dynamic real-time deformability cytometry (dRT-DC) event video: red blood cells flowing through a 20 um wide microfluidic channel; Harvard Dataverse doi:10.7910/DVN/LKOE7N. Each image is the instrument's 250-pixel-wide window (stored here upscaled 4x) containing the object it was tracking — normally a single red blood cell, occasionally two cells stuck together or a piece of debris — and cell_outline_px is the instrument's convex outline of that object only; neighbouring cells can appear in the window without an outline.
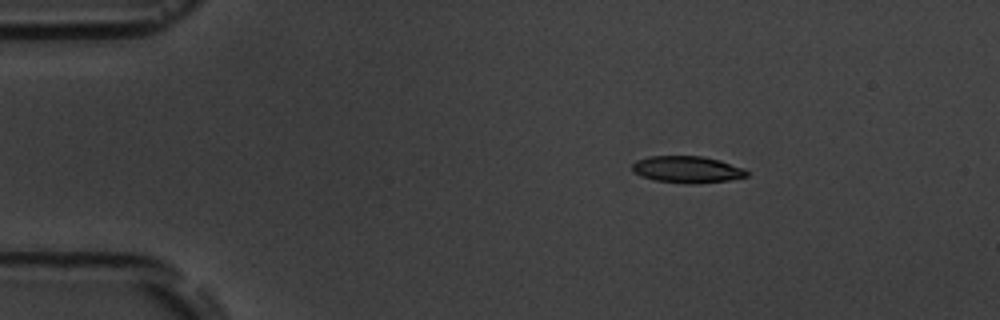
{"species": "common noctule bat (a hibernating species)", "species_latin": "Nyctalus noctula", "temperature_condition": "room temperature", "stored_images_in_passage": 6, "segment_of_instrument_passage": [1, 2], "camera_frame_rate_fps": 3000, "um_per_image_px": 0.085, "animal": {"sex": "male", "body_mass_g": 19.5, "forearm_length_mm": 54.6}, "frame": {"image": 1, "passage_image": 3, "time_ms": 2.333, "image_size_px": [1000, 320], "cell_outline_px": [[748, 176], [728, 180], [696, 184], [688, 184], [656, 180], [640, 176], [632, 172], [632, 164], [636, 160], [648, 156], [704, 156], [720, 160], [744, 168], [748, 172]], "centroid_in_image_um": [58.39, 14.4], "position_along_channel_um": 26.6, "area_um2": 18.03}}